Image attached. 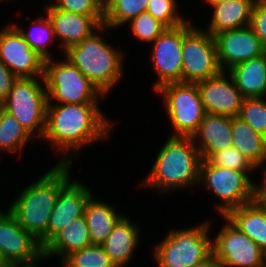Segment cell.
I'll return each mask as SVG.
<instances>
[{"mask_svg":"<svg viewBox=\"0 0 266 267\" xmlns=\"http://www.w3.org/2000/svg\"><path fill=\"white\" fill-rule=\"evenodd\" d=\"M54 103L47 104L42 138L48 141L54 150L66 154L58 163L71 164L72 156L75 155L72 150L78 152L86 144L110 137L114 123L103 114L98 103Z\"/></svg>","mask_w":266,"mask_h":267,"instance_id":"obj_1","label":"cell"},{"mask_svg":"<svg viewBox=\"0 0 266 267\" xmlns=\"http://www.w3.org/2000/svg\"><path fill=\"white\" fill-rule=\"evenodd\" d=\"M71 164L57 163L18 194L8 209L17 223L30 232L44 248L49 216L59 191L71 180Z\"/></svg>","mask_w":266,"mask_h":267,"instance_id":"obj_2","label":"cell"},{"mask_svg":"<svg viewBox=\"0 0 266 267\" xmlns=\"http://www.w3.org/2000/svg\"><path fill=\"white\" fill-rule=\"evenodd\" d=\"M201 161L192 137L169 136L141 185L162 193L198 186Z\"/></svg>","mask_w":266,"mask_h":267,"instance_id":"obj_3","label":"cell"},{"mask_svg":"<svg viewBox=\"0 0 266 267\" xmlns=\"http://www.w3.org/2000/svg\"><path fill=\"white\" fill-rule=\"evenodd\" d=\"M108 27L101 25L90 36L64 51V57L76 66L106 96L122 80L124 55L103 40L99 31ZM98 31V32H97Z\"/></svg>","mask_w":266,"mask_h":267,"instance_id":"obj_4","label":"cell"},{"mask_svg":"<svg viewBox=\"0 0 266 267\" xmlns=\"http://www.w3.org/2000/svg\"><path fill=\"white\" fill-rule=\"evenodd\" d=\"M209 221L188 229H171L154 249L158 267H192L212 253Z\"/></svg>","mask_w":266,"mask_h":267,"instance_id":"obj_5","label":"cell"},{"mask_svg":"<svg viewBox=\"0 0 266 267\" xmlns=\"http://www.w3.org/2000/svg\"><path fill=\"white\" fill-rule=\"evenodd\" d=\"M41 84L45 86L44 77L18 78L3 100V110L16 118L33 138H42L46 125L48 98L46 87Z\"/></svg>","mask_w":266,"mask_h":267,"instance_id":"obj_6","label":"cell"},{"mask_svg":"<svg viewBox=\"0 0 266 267\" xmlns=\"http://www.w3.org/2000/svg\"><path fill=\"white\" fill-rule=\"evenodd\" d=\"M45 60L44 80L48 102L55 104L99 103L100 89L66 58ZM58 102V103H57Z\"/></svg>","mask_w":266,"mask_h":267,"instance_id":"obj_7","label":"cell"},{"mask_svg":"<svg viewBox=\"0 0 266 267\" xmlns=\"http://www.w3.org/2000/svg\"><path fill=\"white\" fill-rule=\"evenodd\" d=\"M253 171H237L213 165L209 160L200 164L199 184L223 201L218 207L220 216L254 201L256 184L248 176Z\"/></svg>","mask_w":266,"mask_h":267,"instance_id":"obj_8","label":"cell"},{"mask_svg":"<svg viewBox=\"0 0 266 267\" xmlns=\"http://www.w3.org/2000/svg\"><path fill=\"white\" fill-rule=\"evenodd\" d=\"M189 19L183 24L182 82L197 83L220 74L214 37L192 25Z\"/></svg>","mask_w":266,"mask_h":267,"instance_id":"obj_9","label":"cell"},{"mask_svg":"<svg viewBox=\"0 0 266 267\" xmlns=\"http://www.w3.org/2000/svg\"><path fill=\"white\" fill-rule=\"evenodd\" d=\"M155 93L163 97L171 136L192 137L206 114L197 83H168Z\"/></svg>","mask_w":266,"mask_h":267,"instance_id":"obj_10","label":"cell"},{"mask_svg":"<svg viewBox=\"0 0 266 267\" xmlns=\"http://www.w3.org/2000/svg\"><path fill=\"white\" fill-rule=\"evenodd\" d=\"M226 223L212 241L220 267H263L264 251L225 216Z\"/></svg>","mask_w":266,"mask_h":267,"instance_id":"obj_11","label":"cell"},{"mask_svg":"<svg viewBox=\"0 0 266 267\" xmlns=\"http://www.w3.org/2000/svg\"><path fill=\"white\" fill-rule=\"evenodd\" d=\"M0 61L18 78L44 77L45 59L13 24L0 30Z\"/></svg>","mask_w":266,"mask_h":267,"instance_id":"obj_12","label":"cell"},{"mask_svg":"<svg viewBox=\"0 0 266 267\" xmlns=\"http://www.w3.org/2000/svg\"><path fill=\"white\" fill-rule=\"evenodd\" d=\"M183 24L165 31L152 43L151 62L158 79L154 91L168 83L182 82Z\"/></svg>","mask_w":266,"mask_h":267,"instance_id":"obj_13","label":"cell"},{"mask_svg":"<svg viewBox=\"0 0 266 267\" xmlns=\"http://www.w3.org/2000/svg\"><path fill=\"white\" fill-rule=\"evenodd\" d=\"M0 249L9 263H39L44 259L40 242L17 223L9 210H0Z\"/></svg>","mask_w":266,"mask_h":267,"instance_id":"obj_14","label":"cell"},{"mask_svg":"<svg viewBox=\"0 0 266 267\" xmlns=\"http://www.w3.org/2000/svg\"><path fill=\"white\" fill-rule=\"evenodd\" d=\"M220 67L226 72L243 61L261 56L266 47L250 26L220 32L214 36Z\"/></svg>","mask_w":266,"mask_h":267,"instance_id":"obj_15","label":"cell"},{"mask_svg":"<svg viewBox=\"0 0 266 267\" xmlns=\"http://www.w3.org/2000/svg\"><path fill=\"white\" fill-rule=\"evenodd\" d=\"M197 87L206 113L228 117L239 115L244 97L227 71L197 82Z\"/></svg>","mask_w":266,"mask_h":267,"instance_id":"obj_16","label":"cell"},{"mask_svg":"<svg viewBox=\"0 0 266 267\" xmlns=\"http://www.w3.org/2000/svg\"><path fill=\"white\" fill-rule=\"evenodd\" d=\"M91 190L81 182L70 180L58 194L56 204L49 216L47 244L77 217L83 216Z\"/></svg>","mask_w":266,"mask_h":267,"instance_id":"obj_17","label":"cell"},{"mask_svg":"<svg viewBox=\"0 0 266 267\" xmlns=\"http://www.w3.org/2000/svg\"><path fill=\"white\" fill-rule=\"evenodd\" d=\"M45 8V14L53 25L55 38L60 40L63 52L70 46L80 43L100 27L90 16L56 9L52 3Z\"/></svg>","mask_w":266,"mask_h":267,"instance_id":"obj_18","label":"cell"},{"mask_svg":"<svg viewBox=\"0 0 266 267\" xmlns=\"http://www.w3.org/2000/svg\"><path fill=\"white\" fill-rule=\"evenodd\" d=\"M192 139L201 159L208 160L214 153L232 146L231 117L206 113Z\"/></svg>","mask_w":266,"mask_h":267,"instance_id":"obj_19","label":"cell"},{"mask_svg":"<svg viewBox=\"0 0 266 267\" xmlns=\"http://www.w3.org/2000/svg\"><path fill=\"white\" fill-rule=\"evenodd\" d=\"M256 0H225L208 4L213 8L207 32L213 37L223 31L239 29L250 25Z\"/></svg>","mask_w":266,"mask_h":267,"instance_id":"obj_20","label":"cell"},{"mask_svg":"<svg viewBox=\"0 0 266 267\" xmlns=\"http://www.w3.org/2000/svg\"><path fill=\"white\" fill-rule=\"evenodd\" d=\"M138 232H140L139 226L132 223L125 215L101 244L116 267H125L134 256L139 243Z\"/></svg>","mask_w":266,"mask_h":267,"instance_id":"obj_21","label":"cell"},{"mask_svg":"<svg viewBox=\"0 0 266 267\" xmlns=\"http://www.w3.org/2000/svg\"><path fill=\"white\" fill-rule=\"evenodd\" d=\"M244 98L266 97V52L227 71Z\"/></svg>","mask_w":266,"mask_h":267,"instance_id":"obj_22","label":"cell"},{"mask_svg":"<svg viewBox=\"0 0 266 267\" xmlns=\"http://www.w3.org/2000/svg\"><path fill=\"white\" fill-rule=\"evenodd\" d=\"M90 245L91 238L83 215L72 220L44 247V258L56 255L61 257V263L72 252Z\"/></svg>","mask_w":266,"mask_h":267,"instance_id":"obj_23","label":"cell"},{"mask_svg":"<svg viewBox=\"0 0 266 267\" xmlns=\"http://www.w3.org/2000/svg\"><path fill=\"white\" fill-rule=\"evenodd\" d=\"M232 146L257 169L266 167V137L238 116L231 117Z\"/></svg>","mask_w":266,"mask_h":267,"instance_id":"obj_24","label":"cell"},{"mask_svg":"<svg viewBox=\"0 0 266 267\" xmlns=\"http://www.w3.org/2000/svg\"><path fill=\"white\" fill-rule=\"evenodd\" d=\"M225 217L266 251V212L255 200L230 210Z\"/></svg>","mask_w":266,"mask_h":267,"instance_id":"obj_25","label":"cell"},{"mask_svg":"<svg viewBox=\"0 0 266 267\" xmlns=\"http://www.w3.org/2000/svg\"><path fill=\"white\" fill-rule=\"evenodd\" d=\"M93 197L86 204L84 218L91 243L101 245L124 215L117 213L110 203L94 200Z\"/></svg>","mask_w":266,"mask_h":267,"instance_id":"obj_26","label":"cell"},{"mask_svg":"<svg viewBox=\"0 0 266 267\" xmlns=\"http://www.w3.org/2000/svg\"><path fill=\"white\" fill-rule=\"evenodd\" d=\"M29 142H32V135L16 118L3 110L0 113V152L16 153Z\"/></svg>","mask_w":266,"mask_h":267,"instance_id":"obj_27","label":"cell"},{"mask_svg":"<svg viewBox=\"0 0 266 267\" xmlns=\"http://www.w3.org/2000/svg\"><path fill=\"white\" fill-rule=\"evenodd\" d=\"M149 0H108L104 4V25L118 28L146 12Z\"/></svg>","mask_w":266,"mask_h":267,"instance_id":"obj_28","label":"cell"},{"mask_svg":"<svg viewBox=\"0 0 266 267\" xmlns=\"http://www.w3.org/2000/svg\"><path fill=\"white\" fill-rule=\"evenodd\" d=\"M44 17L32 20L30 30L25 31L22 27L13 25L19 30L25 40L30 44L31 49L36 51L45 60L53 58V55L47 50L50 42L53 43L55 38L53 25L47 14ZM36 23V24H35ZM36 26H35V25ZM34 27V28H33ZM53 41V42H52ZM49 44V45H48Z\"/></svg>","mask_w":266,"mask_h":267,"instance_id":"obj_29","label":"cell"},{"mask_svg":"<svg viewBox=\"0 0 266 267\" xmlns=\"http://www.w3.org/2000/svg\"><path fill=\"white\" fill-rule=\"evenodd\" d=\"M61 265L63 267H116L102 245L97 244L72 252L61 262Z\"/></svg>","mask_w":266,"mask_h":267,"instance_id":"obj_30","label":"cell"},{"mask_svg":"<svg viewBox=\"0 0 266 267\" xmlns=\"http://www.w3.org/2000/svg\"><path fill=\"white\" fill-rule=\"evenodd\" d=\"M238 117L266 137V97L244 98Z\"/></svg>","mask_w":266,"mask_h":267,"instance_id":"obj_31","label":"cell"},{"mask_svg":"<svg viewBox=\"0 0 266 267\" xmlns=\"http://www.w3.org/2000/svg\"><path fill=\"white\" fill-rule=\"evenodd\" d=\"M177 6L176 0H149L146 12L166 28H174L188 21L177 11Z\"/></svg>","mask_w":266,"mask_h":267,"instance_id":"obj_32","label":"cell"},{"mask_svg":"<svg viewBox=\"0 0 266 267\" xmlns=\"http://www.w3.org/2000/svg\"><path fill=\"white\" fill-rule=\"evenodd\" d=\"M56 9L92 17L100 26L104 24V3L101 0H55Z\"/></svg>","mask_w":266,"mask_h":267,"instance_id":"obj_33","label":"cell"},{"mask_svg":"<svg viewBox=\"0 0 266 267\" xmlns=\"http://www.w3.org/2000/svg\"><path fill=\"white\" fill-rule=\"evenodd\" d=\"M133 35L142 42L153 43L166 29L150 13L143 12L130 20Z\"/></svg>","mask_w":266,"mask_h":267,"instance_id":"obj_34","label":"cell"},{"mask_svg":"<svg viewBox=\"0 0 266 267\" xmlns=\"http://www.w3.org/2000/svg\"><path fill=\"white\" fill-rule=\"evenodd\" d=\"M213 165L237 171H254L251 162L233 146L214 153L208 159Z\"/></svg>","mask_w":266,"mask_h":267,"instance_id":"obj_35","label":"cell"},{"mask_svg":"<svg viewBox=\"0 0 266 267\" xmlns=\"http://www.w3.org/2000/svg\"><path fill=\"white\" fill-rule=\"evenodd\" d=\"M249 26L266 47V0H256Z\"/></svg>","mask_w":266,"mask_h":267,"instance_id":"obj_36","label":"cell"},{"mask_svg":"<svg viewBox=\"0 0 266 267\" xmlns=\"http://www.w3.org/2000/svg\"><path fill=\"white\" fill-rule=\"evenodd\" d=\"M18 77L0 61V99L4 100Z\"/></svg>","mask_w":266,"mask_h":267,"instance_id":"obj_37","label":"cell"},{"mask_svg":"<svg viewBox=\"0 0 266 267\" xmlns=\"http://www.w3.org/2000/svg\"><path fill=\"white\" fill-rule=\"evenodd\" d=\"M254 200L266 212V185L263 182L259 186L256 185Z\"/></svg>","mask_w":266,"mask_h":267,"instance_id":"obj_38","label":"cell"},{"mask_svg":"<svg viewBox=\"0 0 266 267\" xmlns=\"http://www.w3.org/2000/svg\"><path fill=\"white\" fill-rule=\"evenodd\" d=\"M192 267H220L219 262L215 259L214 254L212 253L208 258L199 262L198 264L193 265Z\"/></svg>","mask_w":266,"mask_h":267,"instance_id":"obj_39","label":"cell"},{"mask_svg":"<svg viewBox=\"0 0 266 267\" xmlns=\"http://www.w3.org/2000/svg\"><path fill=\"white\" fill-rule=\"evenodd\" d=\"M10 263L6 259L5 255L3 254V251L0 249V267H6Z\"/></svg>","mask_w":266,"mask_h":267,"instance_id":"obj_40","label":"cell"},{"mask_svg":"<svg viewBox=\"0 0 266 267\" xmlns=\"http://www.w3.org/2000/svg\"><path fill=\"white\" fill-rule=\"evenodd\" d=\"M37 263H30V264H17V263H10L6 267H38L36 266Z\"/></svg>","mask_w":266,"mask_h":267,"instance_id":"obj_41","label":"cell"},{"mask_svg":"<svg viewBox=\"0 0 266 267\" xmlns=\"http://www.w3.org/2000/svg\"><path fill=\"white\" fill-rule=\"evenodd\" d=\"M206 3L208 4H212V3H217V2H220V1H225V0H204Z\"/></svg>","mask_w":266,"mask_h":267,"instance_id":"obj_42","label":"cell"},{"mask_svg":"<svg viewBox=\"0 0 266 267\" xmlns=\"http://www.w3.org/2000/svg\"><path fill=\"white\" fill-rule=\"evenodd\" d=\"M263 178H262V182L266 185V169H264V173H263Z\"/></svg>","mask_w":266,"mask_h":267,"instance_id":"obj_43","label":"cell"},{"mask_svg":"<svg viewBox=\"0 0 266 267\" xmlns=\"http://www.w3.org/2000/svg\"><path fill=\"white\" fill-rule=\"evenodd\" d=\"M3 111V100L0 99V113Z\"/></svg>","mask_w":266,"mask_h":267,"instance_id":"obj_44","label":"cell"},{"mask_svg":"<svg viewBox=\"0 0 266 267\" xmlns=\"http://www.w3.org/2000/svg\"><path fill=\"white\" fill-rule=\"evenodd\" d=\"M263 267H266V251L264 252V264Z\"/></svg>","mask_w":266,"mask_h":267,"instance_id":"obj_45","label":"cell"},{"mask_svg":"<svg viewBox=\"0 0 266 267\" xmlns=\"http://www.w3.org/2000/svg\"><path fill=\"white\" fill-rule=\"evenodd\" d=\"M104 4L108 1V0H101Z\"/></svg>","mask_w":266,"mask_h":267,"instance_id":"obj_46","label":"cell"}]
</instances>
